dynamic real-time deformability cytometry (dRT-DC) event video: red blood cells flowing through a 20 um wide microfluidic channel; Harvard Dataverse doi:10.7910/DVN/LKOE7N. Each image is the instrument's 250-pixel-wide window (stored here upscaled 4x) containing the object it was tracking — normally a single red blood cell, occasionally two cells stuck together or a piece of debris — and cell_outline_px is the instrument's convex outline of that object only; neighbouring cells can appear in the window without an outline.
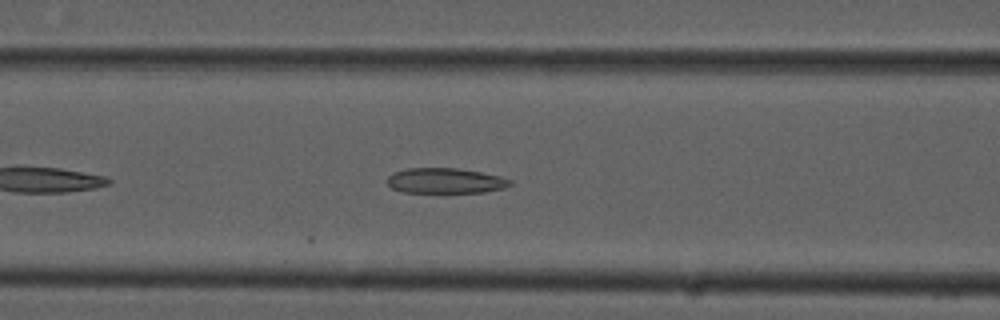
{"species": "common noctule bat (a hibernating species)", "species_latin": "Nyctalus noctula", "temperature_condition": "cold", "stored_images_in_passage": 23, "camera_frame_rate_fps": 3000, "um_per_image_px": 0.085, "animal": {"sex": "male", "forearm_length_mm": 52.5}, "frame": {"image": 1, "passage_image": 9, "time_ms": 2.667, "image_size_px": [1000, 320], "cell_outline_px": [[512, 184], [504, 188], [484, 192], [404, 192], [392, 188], [388, 184], [388, 176], [392, 172], [408, 168], [456, 168], [480, 172], [500, 176], [512, 180]], "centroid_in_image_um": [37.86, 15.36], "position_along_channel_um": 128.7, "area_um2": 18.03}}
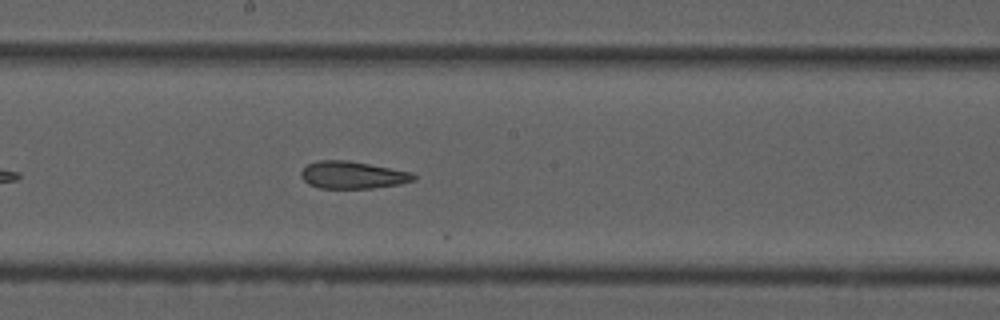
{"frame": {"image": 2, "passage_image": 16, "time_ms": 5.0, "image_size_px": [1000, 320], "cell_outline_px": [[416, 180], [400, 184], [372, 188], [320, 188], [308, 184], [300, 176], [300, 172], [308, 164], [320, 160], [348, 160], [412, 172], [416, 176]], "centroid_in_image_um": [29.98, 14.87], "position_along_channel_um": 218.2, "area_um2": 17.92}}
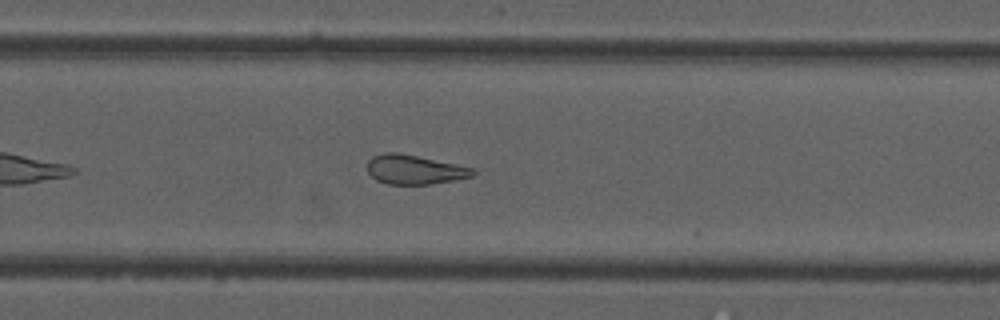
{"frame": {"image": 3, "passage_image": 22, "time_ms": 7.0, "image_size_px": [1000, 320], "cell_outline_px": [[476, 172], [472, 176], [452, 180], [428, 184], [388, 184], [376, 180], [368, 172], [368, 160], [372, 156], [384, 152], [396, 152], [476, 168]], "centroid_in_image_um": [35.22, 14.41], "position_along_channel_um": 294.6, "area_um2": 17.86}}